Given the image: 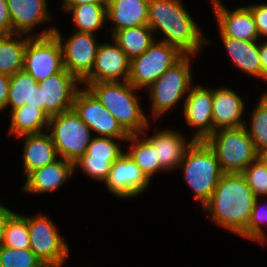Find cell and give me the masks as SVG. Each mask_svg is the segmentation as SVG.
Wrapping results in <instances>:
<instances>
[{"mask_svg": "<svg viewBox=\"0 0 267 267\" xmlns=\"http://www.w3.org/2000/svg\"><path fill=\"white\" fill-rule=\"evenodd\" d=\"M140 135V136H139ZM142 134H131L126 141H132L126 152L142 172L151 181L155 172L167 171L157 159L156 149L146 139H140Z\"/></svg>", "mask_w": 267, "mask_h": 267, "instance_id": "30", "label": "cell"}, {"mask_svg": "<svg viewBox=\"0 0 267 267\" xmlns=\"http://www.w3.org/2000/svg\"><path fill=\"white\" fill-rule=\"evenodd\" d=\"M267 163V149L259 155Z\"/></svg>", "mask_w": 267, "mask_h": 267, "instance_id": "44", "label": "cell"}, {"mask_svg": "<svg viewBox=\"0 0 267 267\" xmlns=\"http://www.w3.org/2000/svg\"><path fill=\"white\" fill-rule=\"evenodd\" d=\"M31 37L15 33L0 35V73L13 75L23 70L25 51Z\"/></svg>", "mask_w": 267, "mask_h": 267, "instance_id": "26", "label": "cell"}, {"mask_svg": "<svg viewBox=\"0 0 267 267\" xmlns=\"http://www.w3.org/2000/svg\"><path fill=\"white\" fill-rule=\"evenodd\" d=\"M242 174L256 198L267 196V163L260 156Z\"/></svg>", "mask_w": 267, "mask_h": 267, "instance_id": "34", "label": "cell"}, {"mask_svg": "<svg viewBox=\"0 0 267 267\" xmlns=\"http://www.w3.org/2000/svg\"><path fill=\"white\" fill-rule=\"evenodd\" d=\"M63 69L62 46L60 40L54 34L29 39L23 68L26 73L40 82Z\"/></svg>", "mask_w": 267, "mask_h": 267, "instance_id": "10", "label": "cell"}, {"mask_svg": "<svg viewBox=\"0 0 267 267\" xmlns=\"http://www.w3.org/2000/svg\"><path fill=\"white\" fill-rule=\"evenodd\" d=\"M184 54L163 41H154L141 55L130 61L128 82L137 90L150 87L169 67Z\"/></svg>", "mask_w": 267, "mask_h": 267, "instance_id": "8", "label": "cell"}, {"mask_svg": "<svg viewBox=\"0 0 267 267\" xmlns=\"http://www.w3.org/2000/svg\"><path fill=\"white\" fill-rule=\"evenodd\" d=\"M79 85L81 83L65 68L38 82L41 110L49 117L71 110Z\"/></svg>", "mask_w": 267, "mask_h": 267, "instance_id": "13", "label": "cell"}, {"mask_svg": "<svg viewBox=\"0 0 267 267\" xmlns=\"http://www.w3.org/2000/svg\"><path fill=\"white\" fill-rule=\"evenodd\" d=\"M74 32L64 43L59 30L55 28L53 34L62 46L64 68L82 83L94 67L99 43L95 42V34Z\"/></svg>", "mask_w": 267, "mask_h": 267, "instance_id": "12", "label": "cell"}, {"mask_svg": "<svg viewBox=\"0 0 267 267\" xmlns=\"http://www.w3.org/2000/svg\"><path fill=\"white\" fill-rule=\"evenodd\" d=\"M146 139L156 149L157 159L167 171H172L180 165L186 150L194 142L192 138L188 142L179 132L166 128Z\"/></svg>", "mask_w": 267, "mask_h": 267, "instance_id": "21", "label": "cell"}, {"mask_svg": "<svg viewBox=\"0 0 267 267\" xmlns=\"http://www.w3.org/2000/svg\"><path fill=\"white\" fill-rule=\"evenodd\" d=\"M258 200L259 198H256L254 208L251 212L250 220L248 222V227L241 236L263 244V242H266V234L265 231H263L264 229L262 228L261 223L263 224L267 220V208L264 209V207L262 210V204H260ZM264 205H267V202Z\"/></svg>", "mask_w": 267, "mask_h": 267, "instance_id": "37", "label": "cell"}, {"mask_svg": "<svg viewBox=\"0 0 267 267\" xmlns=\"http://www.w3.org/2000/svg\"><path fill=\"white\" fill-rule=\"evenodd\" d=\"M212 98L213 132L220 128L247 125L245 121H242L245 104L236 92L227 87H220L212 90Z\"/></svg>", "mask_w": 267, "mask_h": 267, "instance_id": "19", "label": "cell"}, {"mask_svg": "<svg viewBox=\"0 0 267 267\" xmlns=\"http://www.w3.org/2000/svg\"><path fill=\"white\" fill-rule=\"evenodd\" d=\"M148 26L161 31L160 41L176 47L184 55H195L204 43L199 26L187 12L181 0H149Z\"/></svg>", "mask_w": 267, "mask_h": 267, "instance_id": "2", "label": "cell"}, {"mask_svg": "<svg viewBox=\"0 0 267 267\" xmlns=\"http://www.w3.org/2000/svg\"><path fill=\"white\" fill-rule=\"evenodd\" d=\"M212 109V89L192 86L184 100L183 113L185 122L197 129L194 141H205L213 133Z\"/></svg>", "mask_w": 267, "mask_h": 267, "instance_id": "15", "label": "cell"}, {"mask_svg": "<svg viewBox=\"0 0 267 267\" xmlns=\"http://www.w3.org/2000/svg\"><path fill=\"white\" fill-rule=\"evenodd\" d=\"M13 34L12 19L8 11L7 1L0 0V35Z\"/></svg>", "mask_w": 267, "mask_h": 267, "instance_id": "39", "label": "cell"}, {"mask_svg": "<svg viewBox=\"0 0 267 267\" xmlns=\"http://www.w3.org/2000/svg\"><path fill=\"white\" fill-rule=\"evenodd\" d=\"M152 33L153 31L148 25H142L116 31L112 38L131 61L143 54L155 41Z\"/></svg>", "mask_w": 267, "mask_h": 267, "instance_id": "28", "label": "cell"}, {"mask_svg": "<svg viewBox=\"0 0 267 267\" xmlns=\"http://www.w3.org/2000/svg\"><path fill=\"white\" fill-rule=\"evenodd\" d=\"M0 245L15 249H30L27 217L15 212L9 217Z\"/></svg>", "mask_w": 267, "mask_h": 267, "instance_id": "31", "label": "cell"}, {"mask_svg": "<svg viewBox=\"0 0 267 267\" xmlns=\"http://www.w3.org/2000/svg\"><path fill=\"white\" fill-rule=\"evenodd\" d=\"M259 44L260 63L262 66V79L267 81V39Z\"/></svg>", "mask_w": 267, "mask_h": 267, "instance_id": "41", "label": "cell"}, {"mask_svg": "<svg viewBox=\"0 0 267 267\" xmlns=\"http://www.w3.org/2000/svg\"><path fill=\"white\" fill-rule=\"evenodd\" d=\"M65 11L72 13L73 22L79 28L74 31L81 33H96L107 22V3L83 5H63Z\"/></svg>", "mask_w": 267, "mask_h": 267, "instance_id": "29", "label": "cell"}, {"mask_svg": "<svg viewBox=\"0 0 267 267\" xmlns=\"http://www.w3.org/2000/svg\"><path fill=\"white\" fill-rule=\"evenodd\" d=\"M150 182L132 158L124 152L112 164L104 183L114 196L132 198L143 193Z\"/></svg>", "mask_w": 267, "mask_h": 267, "instance_id": "14", "label": "cell"}, {"mask_svg": "<svg viewBox=\"0 0 267 267\" xmlns=\"http://www.w3.org/2000/svg\"><path fill=\"white\" fill-rule=\"evenodd\" d=\"M205 142L215 152L223 173H242L259 157L246 125L217 129Z\"/></svg>", "mask_w": 267, "mask_h": 267, "instance_id": "5", "label": "cell"}, {"mask_svg": "<svg viewBox=\"0 0 267 267\" xmlns=\"http://www.w3.org/2000/svg\"><path fill=\"white\" fill-rule=\"evenodd\" d=\"M178 167H182L184 181L192 188L203 207L223 175L215 152L205 141H194Z\"/></svg>", "mask_w": 267, "mask_h": 267, "instance_id": "4", "label": "cell"}, {"mask_svg": "<svg viewBox=\"0 0 267 267\" xmlns=\"http://www.w3.org/2000/svg\"><path fill=\"white\" fill-rule=\"evenodd\" d=\"M256 196L242 173H223L209 201L202 207L211 219L241 236L248 227Z\"/></svg>", "mask_w": 267, "mask_h": 267, "instance_id": "1", "label": "cell"}, {"mask_svg": "<svg viewBox=\"0 0 267 267\" xmlns=\"http://www.w3.org/2000/svg\"><path fill=\"white\" fill-rule=\"evenodd\" d=\"M13 213V211L9 210L0 203V244L2 242L5 224Z\"/></svg>", "mask_w": 267, "mask_h": 267, "instance_id": "42", "label": "cell"}, {"mask_svg": "<svg viewBox=\"0 0 267 267\" xmlns=\"http://www.w3.org/2000/svg\"><path fill=\"white\" fill-rule=\"evenodd\" d=\"M12 19L13 34H26L32 37H44L54 33L55 27L29 35L37 24L45 23L51 17L47 0H6Z\"/></svg>", "mask_w": 267, "mask_h": 267, "instance_id": "17", "label": "cell"}, {"mask_svg": "<svg viewBox=\"0 0 267 267\" xmlns=\"http://www.w3.org/2000/svg\"><path fill=\"white\" fill-rule=\"evenodd\" d=\"M83 84H87L85 87L95 95L129 135L145 134L149 128V121L135 95L136 88L133 85L128 81L81 83Z\"/></svg>", "mask_w": 267, "mask_h": 267, "instance_id": "3", "label": "cell"}, {"mask_svg": "<svg viewBox=\"0 0 267 267\" xmlns=\"http://www.w3.org/2000/svg\"><path fill=\"white\" fill-rule=\"evenodd\" d=\"M211 1L221 37H231L241 41L259 40L254 18L247 7L229 11L220 0Z\"/></svg>", "mask_w": 267, "mask_h": 267, "instance_id": "18", "label": "cell"}, {"mask_svg": "<svg viewBox=\"0 0 267 267\" xmlns=\"http://www.w3.org/2000/svg\"><path fill=\"white\" fill-rule=\"evenodd\" d=\"M117 159H99L91 158V156H82L74 163V170L76 168L82 169V173H87L90 178L105 182L111 170L112 164Z\"/></svg>", "mask_w": 267, "mask_h": 267, "instance_id": "36", "label": "cell"}, {"mask_svg": "<svg viewBox=\"0 0 267 267\" xmlns=\"http://www.w3.org/2000/svg\"><path fill=\"white\" fill-rule=\"evenodd\" d=\"M11 112L9 134H14L17 138L26 134L42 133L44 129H48L50 117L43 110L27 104Z\"/></svg>", "mask_w": 267, "mask_h": 267, "instance_id": "27", "label": "cell"}, {"mask_svg": "<svg viewBox=\"0 0 267 267\" xmlns=\"http://www.w3.org/2000/svg\"><path fill=\"white\" fill-rule=\"evenodd\" d=\"M74 164L58 159L42 168L30 172L26 176L23 191L27 193H50L62 186L74 173Z\"/></svg>", "mask_w": 267, "mask_h": 267, "instance_id": "20", "label": "cell"}, {"mask_svg": "<svg viewBox=\"0 0 267 267\" xmlns=\"http://www.w3.org/2000/svg\"><path fill=\"white\" fill-rule=\"evenodd\" d=\"M19 137H23L25 140L23 145V172L25 176L58 160L59 155L50 134L42 132Z\"/></svg>", "mask_w": 267, "mask_h": 267, "instance_id": "23", "label": "cell"}, {"mask_svg": "<svg viewBox=\"0 0 267 267\" xmlns=\"http://www.w3.org/2000/svg\"><path fill=\"white\" fill-rule=\"evenodd\" d=\"M30 249L46 267H61L69 248L53 222L41 213L27 217Z\"/></svg>", "mask_w": 267, "mask_h": 267, "instance_id": "9", "label": "cell"}, {"mask_svg": "<svg viewBox=\"0 0 267 267\" xmlns=\"http://www.w3.org/2000/svg\"><path fill=\"white\" fill-rule=\"evenodd\" d=\"M0 267H46L31 249H15L0 245Z\"/></svg>", "mask_w": 267, "mask_h": 267, "instance_id": "33", "label": "cell"}, {"mask_svg": "<svg viewBox=\"0 0 267 267\" xmlns=\"http://www.w3.org/2000/svg\"><path fill=\"white\" fill-rule=\"evenodd\" d=\"M192 55H183L169 67L149 88L152 101V117L159 118L187 96L192 87Z\"/></svg>", "mask_w": 267, "mask_h": 267, "instance_id": "6", "label": "cell"}, {"mask_svg": "<svg viewBox=\"0 0 267 267\" xmlns=\"http://www.w3.org/2000/svg\"><path fill=\"white\" fill-rule=\"evenodd\" d=\"M83 86L75 94L72 109L79 118L97 133V137H111L126 141L129 134L121 127L115 117L100 103L95 95Z\"/></svg>", "mask_w": 267, "mask_h": 267, "instance_id": "11", "label": "cell"}, {"mask_svg": "<svg viewBox=\"0 0 267 267\" xmlns=\"http://www.w3.org/2000/svg\"><path fill=\"white\" fill-rule=\"evenodd\" d=\"M232 62L244 73L262 79L259 44L257 41H241L231 37H220Z\"/></svg>", "mask_w": 267, "mask_h": 267, "instance_id": "24", "label": "cell"}, {"mask_svg": "<svg viewBox=\"0 0 267 267\" xmlns=\"http://www.w3.org/2000/svg\"><path fill=\"white\" fill-rule=\"evenodd\" d=\"M63 5H83L86 3H107V0H64Z\"/></svg>", "mask_w": 267, "mask_h": 267, "instance_id": "43", "label": "cell"}, {"mask_svg": "<svg viewBox=\"0 0 267 267\" xmlns=\"http://www.w3.org/2000/svg\"><path fill=\"white\" fill-rule=\"evenodd\" d=\"M115 138L94 136L87 146L86 153L83 156L99 159H118L124 152L121 151L119 143Z\"/></svg>", "mask_w": 267, "mask_h": 267, "instance_id": "35", "label": "cell"}, {"mask_svg": "<svg viewBox=\"0 0 267 267\" xmlns=\"http://www.w3.org/2000/svg\"><path fill=\"white\" fill-rule=\"evenodd\" d=\"M49 130L59 157L73 164L86 153L93 138L91 129L73 109L51 116Z\"/></svg>", "mask_w": 267, "mask_h": 267, "instance_id": "7", "label": "cell"}, {"mask_svg": "<svg viewBox=\"0 0 267 267\" xmlns=\"http://www.w3.org/2000/svg\"><path fill=\"white\" fill-rule=\"evenodd\" d=\"M130 60L126 53L114 43H101L98 46L94 67L82 83L128 81Z\"/></svg>", "mask_w": 267, "mask_h": 267, "instance_id": "16", "label": "cell"}, {"mask_svg": "<svg viewBox=\"0 0 267 267\" xmlns=\"http://www.w3.org/2000/svg\"><path fill=\"white\" fill-rule=\"evenodd\" d=\"M263 94L252 112L250 128H247L259 155L267 149V94Z\"/></svg>", "mask_w": 267, "mask_h": 267, "instance_id": "32", "label": "cell"}, {"mask_svg": "<svg viewBox=\"0 0 267 267\" xmlns=\"http://www.w3.org/2000/svg\"><path fill=\"white\" fill-rule=\"evenodd\" d=\"M149 0H107V21L112 35L121 29L148 25Z\"/></svg>", "mask_w": 267, "mask_h": 267, "instance_id": "22", "label": "cell"}, {"mask_svg": "<svg viewBox=\"0 0 267 267\" xmlns=\"http://www.w3.org/2000/svg\"><path fill=\"white\" fill-rule=\"evenodd\" d=\"M29 104L41 110V97L38 82L24 70L10 75L7 106L11 110Z\"/></svg>", "mask_w": 267, "mask_h": 267, "instance_id": "25", "label": "cell"}, {"mask_svg": "<svg viewBox=\"0 0 267 267\" xmlns=\"http://www.w3.org/2000/svg\"><path fill=\"white\" fill-rule=\"evenodd\" d=\"M10 75L0 73V111L7 106Z\"/></svg>", "mask_w": 267, "mask_h": 267, "instance_id": "40", "label": "cell"}, {"mask_svg": "<svg viewBox=\"0 0 267 267\" xmlns=\"http://www.w3.org/2000/svg\"><path fill=\"white\" fill-rule=\"evenodd\" d=\"M247 8L254 18L259 38L263 35L267 37V4H252Z\"/></svg>", "mask_w": 267, "mask_h": 267, "instance_id": "38", "label": "cell"}]
</instances>
